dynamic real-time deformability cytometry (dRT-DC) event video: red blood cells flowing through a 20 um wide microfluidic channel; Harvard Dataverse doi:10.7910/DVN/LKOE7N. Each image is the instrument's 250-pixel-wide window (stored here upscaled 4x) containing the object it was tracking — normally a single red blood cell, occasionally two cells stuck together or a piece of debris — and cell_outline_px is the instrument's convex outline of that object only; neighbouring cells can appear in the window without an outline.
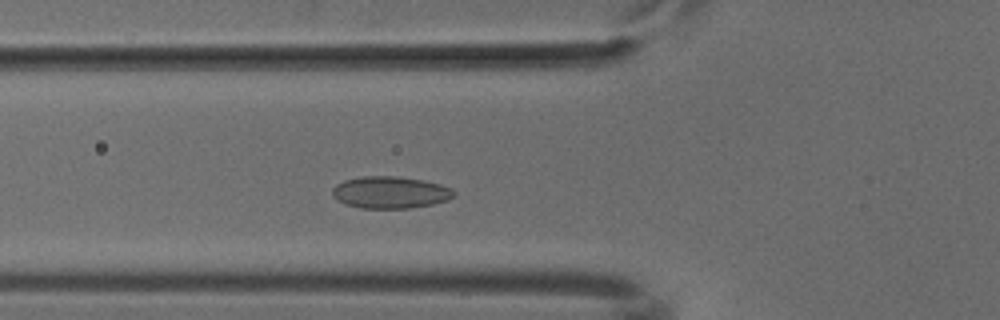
{"species": "common noctule bat (a hibernating species)", "species_latin": "Nyctalus noctula", "temperature_condition": "cold", "stored_images_in_passage": 45, "camera_frame_rate_fps": 3000, "um_per_image_px": 0.085, "animal": {"sex": "male", "body_mass_g": 18.8}, "frame": {"image": 1, "passage_image": 12, "time_ms": 3.667, "image_size_px": [1000, 320], "cell_outline_px": [[456, 196], [448, 200], [432, 204], [408, 208], [364, 208], [344, 204], [332, 196], [332, 188], [336, 184], [344, 180], [364, 176], [396, 176], [424, 180], [440, 184], [452, 188], [456, 192]], "centroid_in_image_um": [33.19, 16.35], "position_along_channel_um": 92.6, "area_um2": 22.77}}
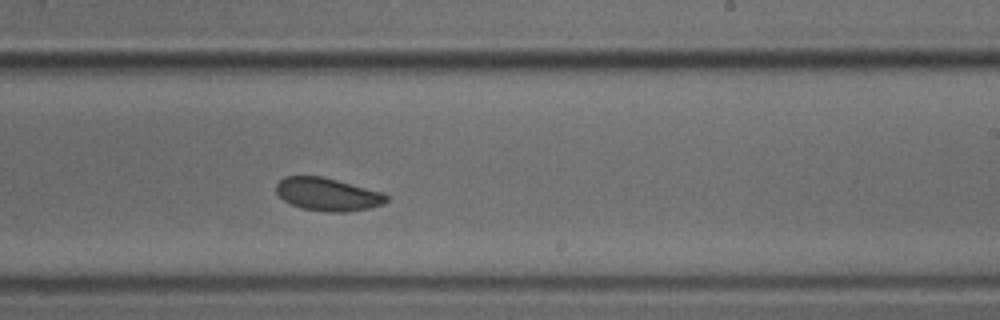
{"frame": {"image": 2, "passage_image": 25, "time_ms": 8.0, "image_size_px": [1000, 320], "cell_outline_px": [[388, 200], [384, 204], [368, 208], [344, 212], [328, 212], [300, 208], [284, 200], [276, 192], [276, 184], [284, 176], [320, 176], [384, 192], [388, 196]], "centroid_in_image_um": [27.86, 16.52], "position_along_channel_um": 261.1, "area_um2": 21.1}}
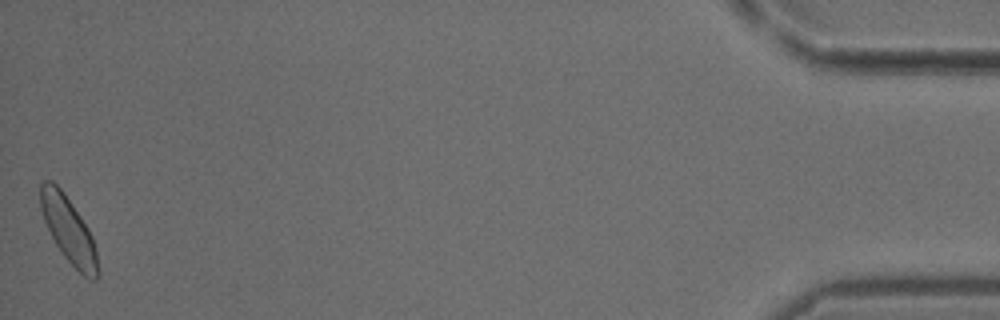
{"frame": {"image": 3, "passage_image": 45, "time_ms": 14.667, "image_size_px": [1000, 320], "cell_outline_px": [[100, 276], [96, 280], [88, 280], [60, 252], [44, 220], [40, 208], [40, 184], [44, 180], [52, 180], [64, 192], [88, 228], [92, 236], [96, 252], [100, 272]], "centroid_in_image_um": [5.84, 19.56], "position_along_channel_um": 429.4, "area_um2": 21.96}}